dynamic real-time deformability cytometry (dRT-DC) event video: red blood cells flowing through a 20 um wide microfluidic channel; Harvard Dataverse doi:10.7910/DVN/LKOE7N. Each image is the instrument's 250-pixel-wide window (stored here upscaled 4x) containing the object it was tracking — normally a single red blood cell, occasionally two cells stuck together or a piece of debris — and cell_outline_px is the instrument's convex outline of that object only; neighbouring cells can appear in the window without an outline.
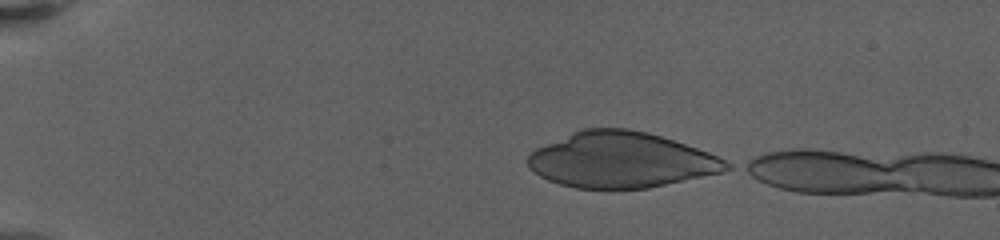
{"species": "human", "species_latin": "Homo sapiens", "temperature_condition": "warm", "stored_images_in_passage": 40, "camera_frame_rate_fps": 3000, "um_per_image_px": 0.085, "donor": {"sex": "female"}, "frame": {"image": 1, "passage_image": 1, "time_ms": 0.0, "image_size_px": [1000, 240], "cell_outline_px": [[732, 168], [720, 172], [648, 188], [576, 188], [560, 184], [548, 180], [540, 176], [528, 168], [528, 156], [536, 148], [572, 132], [584, 128], [628, 128], [648, 132], [708, 152], [732, 164]], "centroid_in_image_um": [52.75, 13.59], "position_along_channel_um": 32.3, "area_um2": 63.75}}